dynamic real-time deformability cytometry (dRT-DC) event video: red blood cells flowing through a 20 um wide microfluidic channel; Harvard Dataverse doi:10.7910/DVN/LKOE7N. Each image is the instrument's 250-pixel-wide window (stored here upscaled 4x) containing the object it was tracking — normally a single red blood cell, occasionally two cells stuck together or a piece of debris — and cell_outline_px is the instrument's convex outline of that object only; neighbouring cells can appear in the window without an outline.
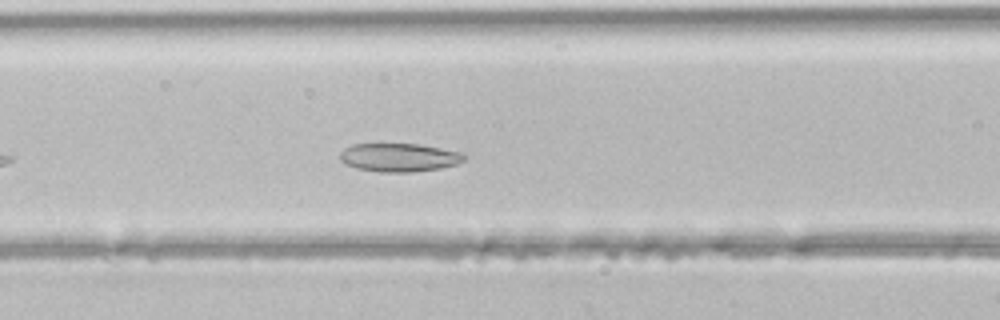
{"species": "common noctule bat (a hibernating species)", "species_latin": "Nyctalus noctula", "temperature_condition": "room temperature", "stored_images_in_passage": 38, "camera_frame_rate_fps": 3000, "um_per_image_px": 0.085, "animal": {"sex": "male", "body_mass_g": 21.5, "forearm_length_mm": 52.0}, "frame": {"image": 1, "passage_image": 9, "time_ms": 2.667, "image_size_px": [1000, 320], "cell_outline_px": [[468, 156], [464, 160], [456, 164], [440, 168], [412, 172], [380, 172], [356, 168], [344, 164], [340, 160], [340, 152], [344, 148], [352, 144], [420, 144], [464, 152]], "centroid_in_image_um": [33.94, 13.38], "position_along_channel_um": 132.7, "area_um2": 20.81}}
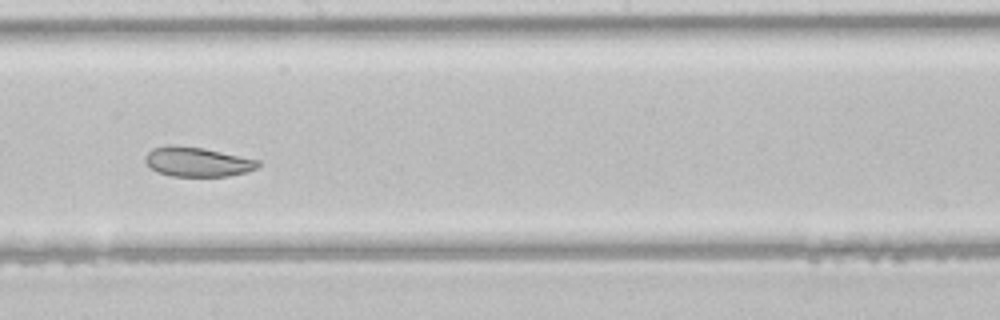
{"frame": {"image": 2, "passage_image": 16, "time_ms": 5.0, "image_size_px": [1000, 320], "cell_outline_px": [[260, 164], [256, 168], [248, 172], [228, 176], [172, 176], [160, 172], [152, 168], [144, 160], [144, 156], [152, 148], [168, 144], [176, 144], [204, 148], [260, 160]], "centroid_in_image_um": [16.78, 13.74], "position_along_channel_um": 231.4, "area_um2": 19.54}}
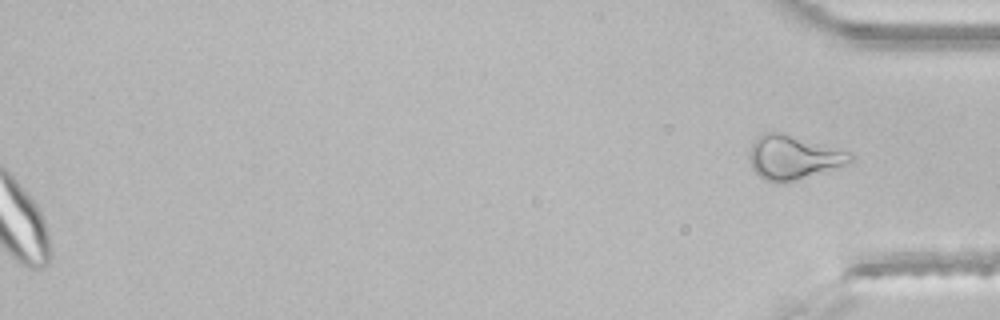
{"frame": {"image": 3, "passage_image": 38, "time_ms": 12.333, "image_size_px": [1000, 320], "cell_outline_px": [[852, 160], [844, 164], [784, 184], [776, 184], [764, 180], [752, 168], [748, 160], [748, 152], [756, 136], [764, 132], [784, 132], [852, 152]], "centroid_in_image_um": [67.35, 13.36], "position_along_channel_um": 367.8, "area_um2": 26.13}}